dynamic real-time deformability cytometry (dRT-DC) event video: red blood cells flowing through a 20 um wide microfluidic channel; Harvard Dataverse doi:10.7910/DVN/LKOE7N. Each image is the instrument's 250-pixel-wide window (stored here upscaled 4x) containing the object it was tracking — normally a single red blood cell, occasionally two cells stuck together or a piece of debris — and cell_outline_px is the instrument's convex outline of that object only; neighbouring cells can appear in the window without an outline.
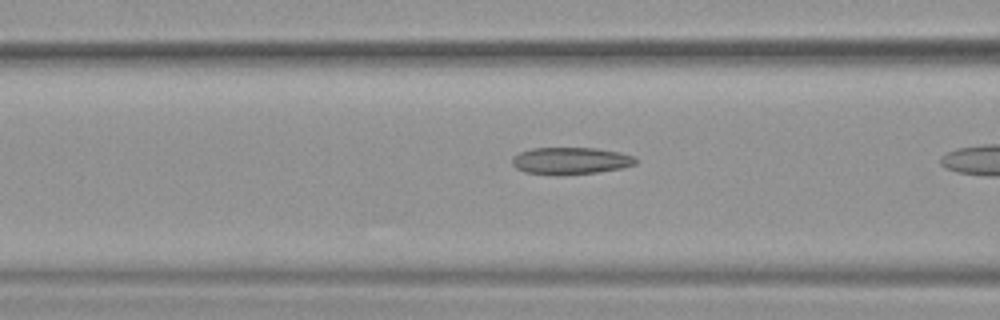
{"species": "common noctule bat (a hibernating species)", "species_latin": "Nyctalus noctula", "temperature_condition": "warm", "stored_images_in_passage": 23, "camera_frame_rate_fps": 3000, "um_per_image_px": 0.085, "animal": {"sex": "female", "body_mass_g": 19.9}, "frame": {"image": 1, "passage_image": 17, "time_ms": 5.333, "image_size_px": [1000, 320], "cell_outline_px": [[636, 164], [620, 168], [596, 172], [556, 176], [524, 172], [516, 168], [512, 164], [512, 156], [520, 152], [532, 148], [596, 148], [620, 152], [632, 156], [636, 160]], "centroid_in_image_um": [48.44, 13.67], "position_along_channel_um": 118.2, "area_um2": 19.54}}
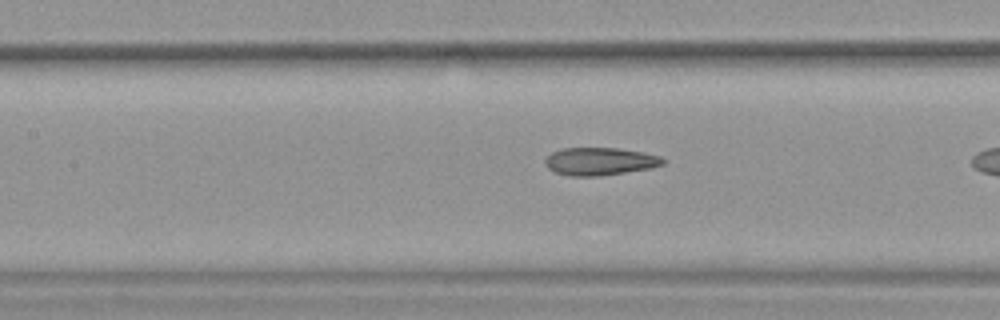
{"frame": {"image": 2, "passage_image": 20, "time_ms": 6.333, "image_size_px": [1000, 320], "cell_outline_px": [[664, 164], [652, 168], [600, 176], [568, 176], [556, 172], [548, 168], [544, 164], [544, 160], [552, 152], [560, 148], [616, 148], [640, 152], [660, 156], [664, 160]], "centroid_in_image_um": [50.96, 13.72], "position_along_channel_um": 156.4, "area_um2": 19.02}}